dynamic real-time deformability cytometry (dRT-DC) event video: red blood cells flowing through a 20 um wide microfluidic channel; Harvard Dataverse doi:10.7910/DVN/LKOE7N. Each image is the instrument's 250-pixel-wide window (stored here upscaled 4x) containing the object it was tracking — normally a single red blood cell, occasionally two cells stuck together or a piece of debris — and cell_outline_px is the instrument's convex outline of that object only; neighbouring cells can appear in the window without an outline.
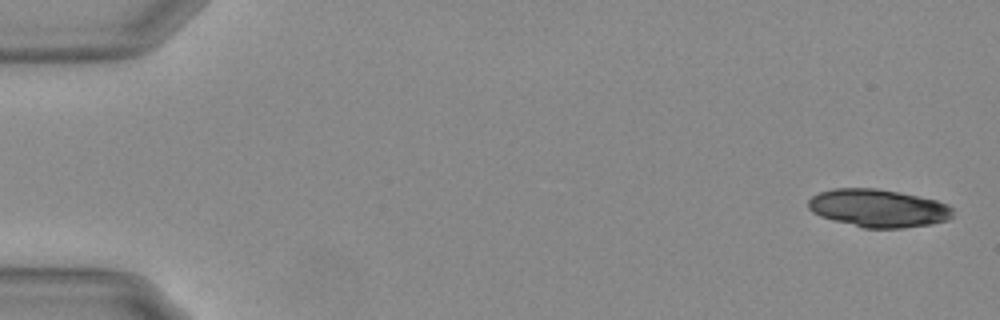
{"species": "Egyptian fruit bat (a non-hibernating species)", "species_latin": "Rousettus aegyptiacus", "temperature_condition": "warm", "stored_images_in_passage": 55, "segment_of_instrument_passage": [1, 2], "camera_frame_rate_fps": 3000, "um_per_image_px": 0.085, "animal": {"sex": "female"}, "frame": {"image": 1, "passage_image": 1, "time_ms": 0.0, "image_size_px": [1000, 320], "cell_outline_px": [[952, 216], [948, 220], [932, 224], [904, 228], [864, 228], [820, 216], [812, 212], [808, 208], [808, 200], [812, 196], [820, 192], [832, 188], [876, 188], [936, 200], [948, 204], [952, 208]], "centroid_in_image_um": [74.64, 17.7], "position_along_channel_um": 10.4, "area_um2": 31.85}}
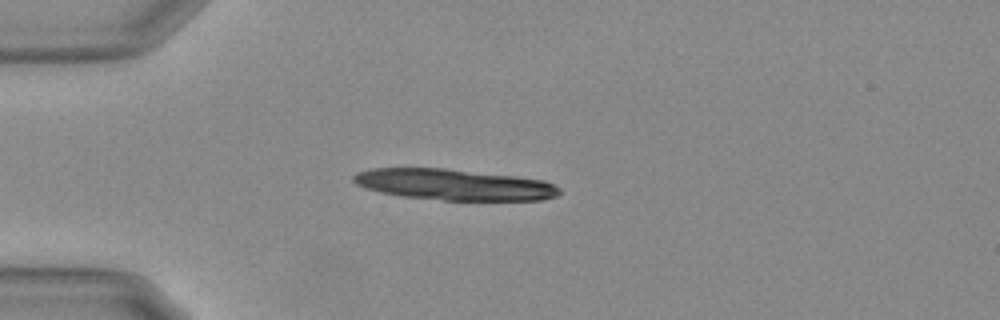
{"frame": {"image": 2, "passage_image": 14, "time_ms": 4.333, "image_size_px": [1000, 320], "cell_outline_px": [[560, 192], [556, 196], [544, 200], [444, 200], [400, 196], [380, 192], [364, 188], [356, 184], [352, 180], [352, 176], [356, 172], [372, 168], [444, 168], [512, 176], [544, 180], [560, 188]], "centroid_in_image_um": [38.54, 15.69], "position_along_channel_um": 46.5, "area_um2": 37.22}}